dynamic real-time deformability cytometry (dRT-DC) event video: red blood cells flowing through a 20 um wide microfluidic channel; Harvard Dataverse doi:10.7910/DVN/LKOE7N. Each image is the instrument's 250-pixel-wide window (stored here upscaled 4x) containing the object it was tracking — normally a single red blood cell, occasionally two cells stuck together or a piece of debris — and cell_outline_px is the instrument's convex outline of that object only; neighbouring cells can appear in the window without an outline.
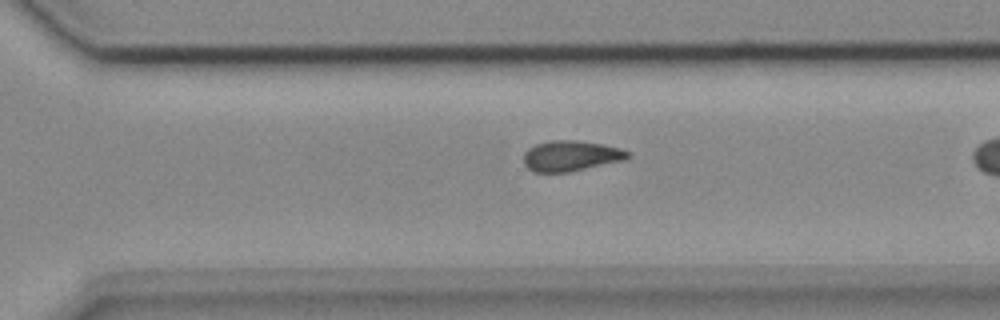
{"species": "common noctule bat (a hibernating species)", "species_latin": "Nyctalus noctula", "temperature_condition": "cold", "stored_images_in_passage": 29, "camera_frame_rate_fps": 3000, "um_per_image_px": 0.085, "animal": {"sex": "female", "body_mass_g": 18.4}, "frame": {"image": 1, "passage_image": 25, "time_ms": 8.0, "image_size_px": [1000, 320], "cell_outline_px": [[632, 156], [624, 160], [568, 172], [532, 172], [524, 164], [524, 152], [528, 148], [536, 144], [548, 140], [576, 140], [600, 144], [620, 148], [632, 152]], "centroid_in_image_um": [48.52, 13.24], "position_along_channel_um": 322.1, "area_um2": 18.61}}